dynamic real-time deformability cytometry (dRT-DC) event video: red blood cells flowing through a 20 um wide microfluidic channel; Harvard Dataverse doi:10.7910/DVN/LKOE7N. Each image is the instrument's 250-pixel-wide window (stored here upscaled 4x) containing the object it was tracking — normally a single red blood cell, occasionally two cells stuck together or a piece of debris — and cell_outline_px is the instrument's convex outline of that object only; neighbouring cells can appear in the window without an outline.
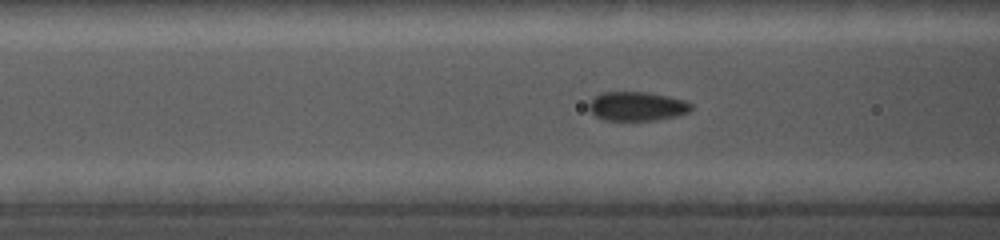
{"species": "common noctule bat (a hibernating species)", "species_latin": "Nyctalus noctula", "temperature_condition": "cold", "stored_images_in_passage": 32, "camera_frame_rate_fps": 5000, "um_per_image_px": 0.085, "animal": {"sex": "female", "body_mass_g": 19.0, "forearm_length_mm": 56.7}, "frame": {"image": 1, "passage_image": 15, "time_ms": 6.2, "image_size_px": [1000, 240], "cell_outline_px": [[692, 108], [688, 112], [676, 116], [656, 120], [604, 120], [596, 116], [588, 108], [588, 104], [600, 92], [648, 92], [668, 96], [684, 100], [692, 104]], "centroid_in_image_um": [54.14, 9.03], "position_along_channel_um": 112.5, "area_um2": 17.28}}
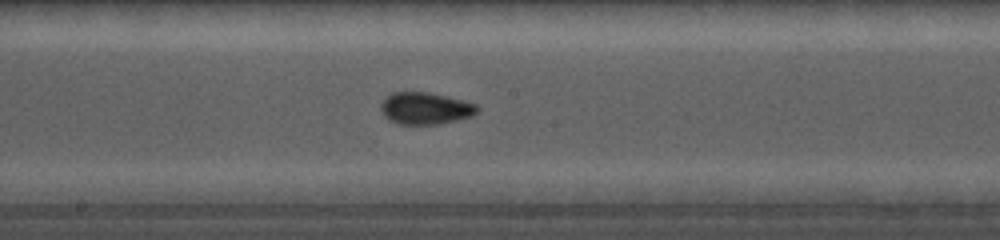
{"frame": {"image": 2, "passage_image": 21, "time_ms": 8.8, "image_size_px": [1000, 240], "cell_outline_px": [[480, 108], [472, 116], [456, 120], [436, 124], [400, 124], [388, 120], [380, 112], [380, 104], [392, 92], [428, 92], [464, 100], [476, 104]], "centroid_in_image_um": [36.14, 9.21], "position_along_channel_um": 212.1, "area_um2": 17.98}}
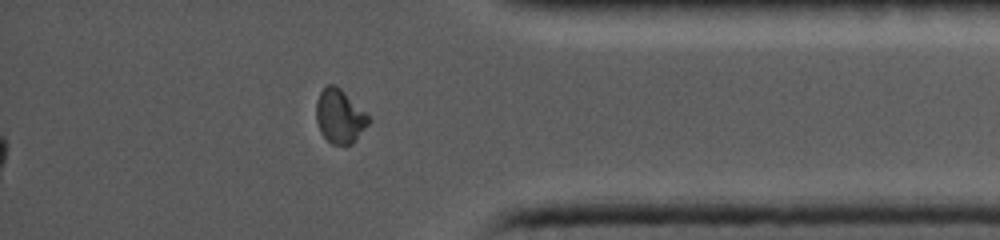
{"frame": {"image": 3, "passage_image": 32, "time_ms": 14.0, "image_size_px": [1000, 240], "cell_outline_px": [[372, 120], [352, 144], [332, 144], [320, 132], [316, 120], [316, 100], [320, 92], [328, 84], [336, 84]], "centroid_in_image_um": [28.85, 9.88], "position_along_channel_um": 406.3, "area_um2": 16.24}}